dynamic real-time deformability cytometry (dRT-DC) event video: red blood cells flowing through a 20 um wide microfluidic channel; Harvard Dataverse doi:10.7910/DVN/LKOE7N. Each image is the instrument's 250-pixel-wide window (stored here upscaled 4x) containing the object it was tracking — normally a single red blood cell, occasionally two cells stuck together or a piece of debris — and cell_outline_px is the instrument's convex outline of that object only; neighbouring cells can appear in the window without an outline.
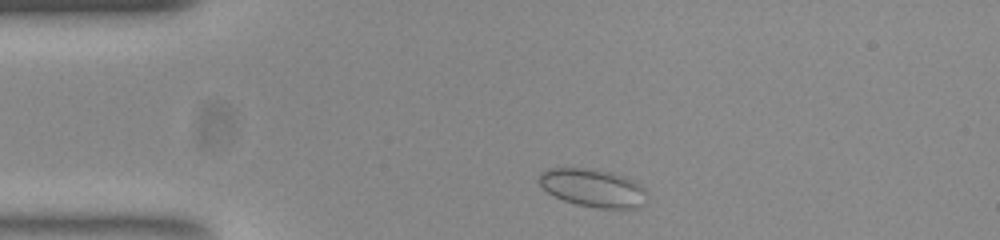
{"species": "common noctule bat (a hibernating species)", "species_latin": "Nyctalus noctula", "temperature_condition": "room temperature", "stored_images_in_passage": 45, "camera_frame_rate_fps": 3000, "um_per_image_px": 0.085, "animal": {"sex": "female", "body_mass_g": 23.0, "forearm_length_mm": 53.4}, "frame": {"image": 1, "passage_image": 1, "time_ms": 0.0, "image_size_px": [1000, 240], "cell_outline_px": [[648, 200], [640, 208], [600, 208], [576, 204], [564, 200], [548, 192], [536, 180], [536, 176], [540, 172], [548, 168], [584, 168], [612, 172], [624, 176], [640, 184], [648, 192]], "centroid_in_image_um": [50.42, 15.97], "position_along_channel_um": 34.6, "area_um2": 24.22}}
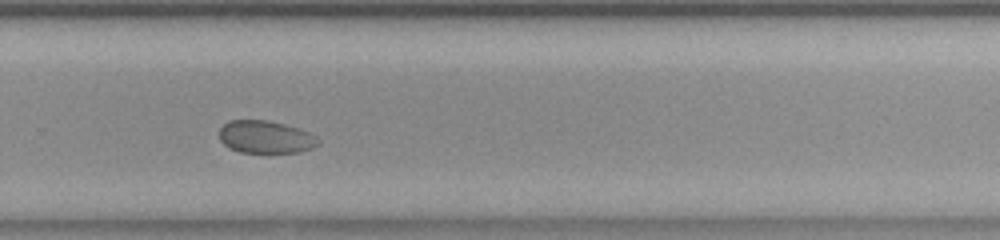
{"frame": {"image": 2, "passage_image": 27, "time_ms": 8.667, "image_size_px": [1000, 240], "cell_outline_px": [[320, 144], [312, 148], [300, 152], [240, 152], [228, 148], [220, 140], [220, 128], [228, 120], [268, 120], [300, 128], [316, 136], [320, 140]], "centroid_in_image_um": [22.59, 11.64], "position_along_channel_um": 307.2, "area_um2": 18.9}}
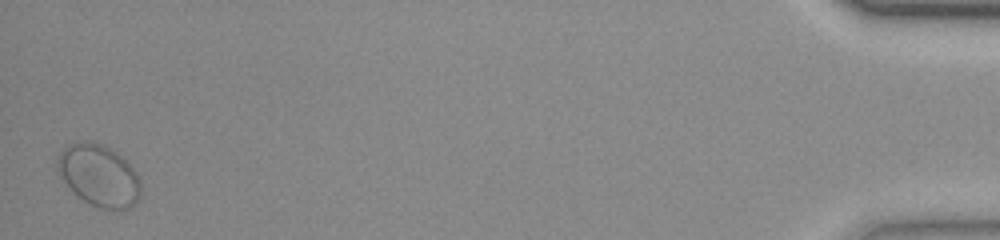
{"frame": {"image": 3, "passage_image": 45, "time_ms": 14.667, "image_size_px": [1000, 240], "cell_outline_px": [[140, 196], [128, 208], [120, 212], [112, 212], [100, 208], [84, 200], [60, 176], [56, 168], [56, 160], [60, 152], [68, 144], [76, 140], [92, 140], [116, 152], [136, 172], [140, 184]], "centroid_in_image_um": [8.39, 14.9], "position_along_channel_um": 426.8, "area_um2": 29.94}, "authors_computed_cell_mechanics": {"area_um2": 19.9988, "velocity_mm_per_s": 3.5858, "shape_relaxation_time_tau1_ms": null, "shape_relaxation_time_tau2_ms": 2.6183, "deformation_change_tau1": null, "deformation_change_tau2": 0.0274}}